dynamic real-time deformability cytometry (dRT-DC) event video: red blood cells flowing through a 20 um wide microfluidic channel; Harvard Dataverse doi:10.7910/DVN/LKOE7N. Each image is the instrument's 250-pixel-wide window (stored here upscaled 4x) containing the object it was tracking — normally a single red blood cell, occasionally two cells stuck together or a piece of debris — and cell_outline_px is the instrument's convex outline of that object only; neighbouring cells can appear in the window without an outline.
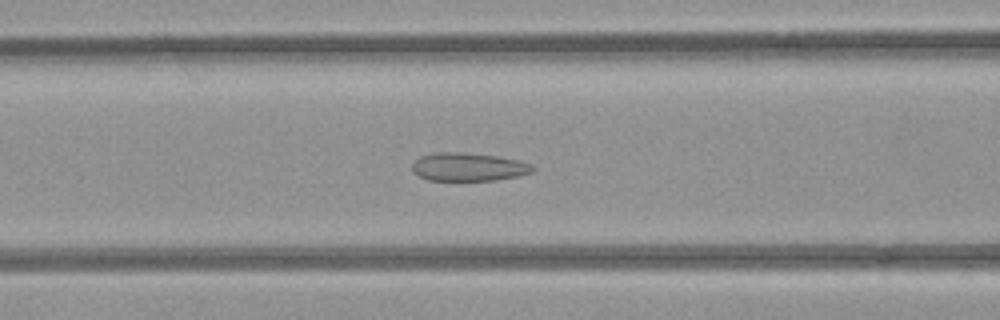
{"species": "common noctule bat (a hibernating species)", "species_latin": "Nyctalus noctula", "temperature_condition": "room temperature", "stored_images_in_passage": 52, "camera_frame_rate_fps": 3000, "um_per_image_px": 0.085, "animal": {"sex": "female", "body_mass_g": 21.9}, "frame": {"image": 1, "passage_image": 21, "time_ms": 6.667, "image_size_px": [1000, 320], "cell_outline_px": [[536, 168], [532, 172], [520, 176], [496, 180], [428, 180], [412, 172], [412, 164], [420, 156], [436, 152], [464, 152], [496, 156], [520, 160], [532, 164]], "centroid_in_image_um": [39.84, 14.18], "position_along_channel_um": 126.8, "area_um2": 20.0}}
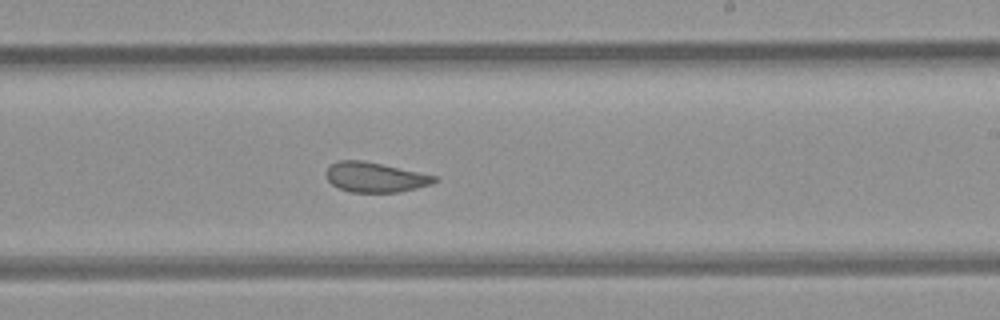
{"frame": {"image": 2, "passage_image": 31, "time_ms": 10.0, "image_size_px": [1000, 320], "cell_outline_px": [[440, 180], [432, 184], [416, 188], [396, 192], [352, 192], [340, 188], [332, 184], [328, 180], [324, 172], [332, 164], [340, 160], [364, 160], [436, 176]], "centroid_in_image_um": [31.89, 15.06], "position_along_channel_um": 257.1, "area_um2": 18.73}}
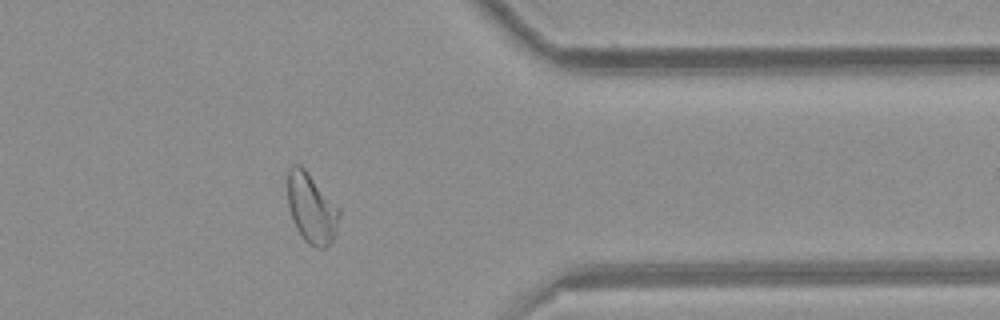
{"frame": {"image": 3, "passage_image": 42, "time_ms": 13.667, "image_size_px": [1000, 320], "cell_outline_px": [[340, 216], [332, 240], [324, 248], [316, 248], [308, 244], [304, 240], [296, 228], [288, 204], [288, 168], [292, 164], [300, 164], [304, 168], [340, 208]], "centroid_in_image_um": [26.47, 17.69], "position_along_channel_um": 384.9, "area_um2": 20.87}, "authors_computed_cell_mechanics": {"area_um2": 21.5016, "velocity_mm_per_s": 3.9197, "shape_relaxation_time_tau1_ms": null, "shape_relaxation_time_tau2_ms": 1.5165, "deformation_change_tau1": null, "deformation_change_tau2": 0.0772}}